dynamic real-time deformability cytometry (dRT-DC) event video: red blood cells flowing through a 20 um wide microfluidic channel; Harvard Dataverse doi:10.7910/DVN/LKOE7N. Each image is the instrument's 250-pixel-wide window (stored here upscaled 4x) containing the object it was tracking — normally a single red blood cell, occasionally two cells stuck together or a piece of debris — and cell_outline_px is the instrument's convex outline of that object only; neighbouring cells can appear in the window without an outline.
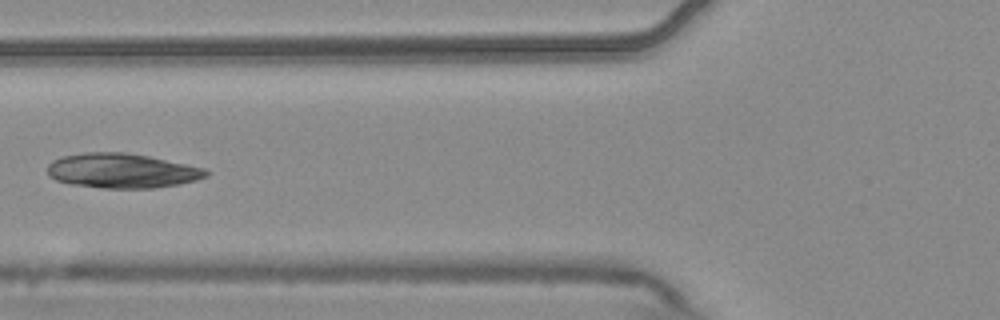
{"species": "common noctule bat (a hibernating species)", "species_latin": "Nyctalus noctula", "temperature_condition": "warm", "stored_images_in_passage": 7, "camera_frame_rate_fps": 3000, "um_per_image_px": 0.085, "animal": {"sex": "male", "body_mass_g": 20.4}, "frame": {"image": 1, "passage_image": 6, "time_ms": 1.667, "image_size_px": [1000, 320], "cell_outline_px": [[212, 172], [208, 176], [196, 180], [180, 184], [156, 188], [104, 188], [72, 184], [56, 180], [48, 176], [48, 164], [52, 160], [64, 156], [84, 152], [124, 152], [148, 156], [204, 168]], "centroid_in_image_um": [10.38, 14.51], "position_along_channel_um": 115.4, "area_um2": 32.08}}
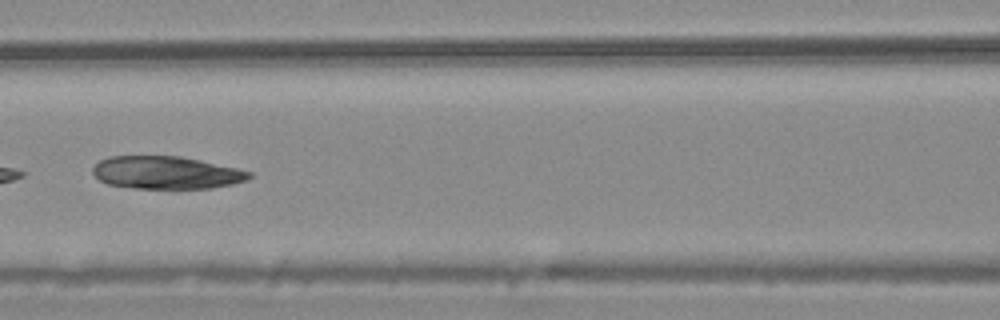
{"frame": {"image": 2, "passage_image": 7, "time_ms": 2.0, "image_size_px": [1000, 320], "cell_outline_px": [[252, 176], [248, 180], [232, 184], [212, 188], [136, 188], [108, 184], [100, 180], [92, 172], [92, 168], [100, 160], [108, 156], [180, 156], [200, 160], [236, 168], [252, 172]], "centroid_in_image_um": [14.14, 14.67], "position_along_channel_um": 152.5, "area_um2": 29.71}}